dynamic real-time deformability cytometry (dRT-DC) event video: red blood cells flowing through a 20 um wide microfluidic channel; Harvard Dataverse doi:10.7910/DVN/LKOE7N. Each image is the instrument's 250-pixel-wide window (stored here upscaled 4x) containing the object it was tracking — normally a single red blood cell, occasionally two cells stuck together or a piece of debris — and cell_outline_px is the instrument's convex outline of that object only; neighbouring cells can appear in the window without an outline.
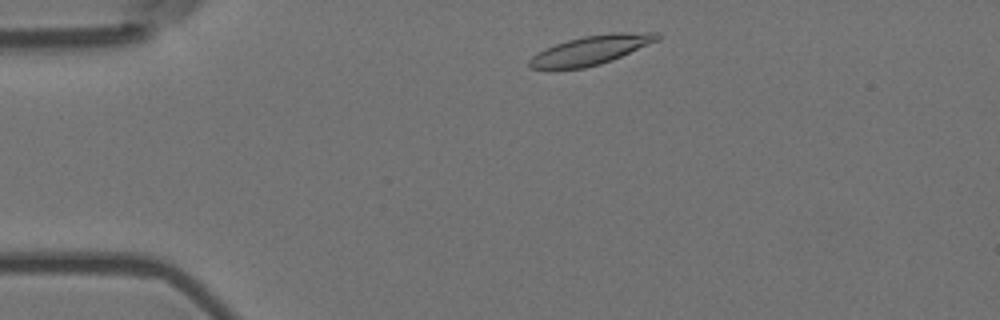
{"species": "Egyptian fruit bat (a non-hibernating species)", "species_latin": "Rousettus aegyptiacus", "temperature_condition": "room temperature", "stored_images_in_passage": 48, "camera_frame_rate_fps": 3000, "um_per_image_px": 0.085, "animal": {"sex": "female"}, "frame": {"image": 1, "passage_image": 3, "time_ms": 0.667, "image_size_px": [1000, 320], "cell_outline_px": [[660, 40], [612, 60], [600, 64], [584, 68], [548, 72], [532, 68], [528, 64], [528, 60], [532, 56], [544, 48], [568, 40], [584, 36], [612, 32], [660, 32]], "centroid_in_image_um": [50.18, 4.29], "position_along_channel_um": 34.8, "area_um2": 22.37}}
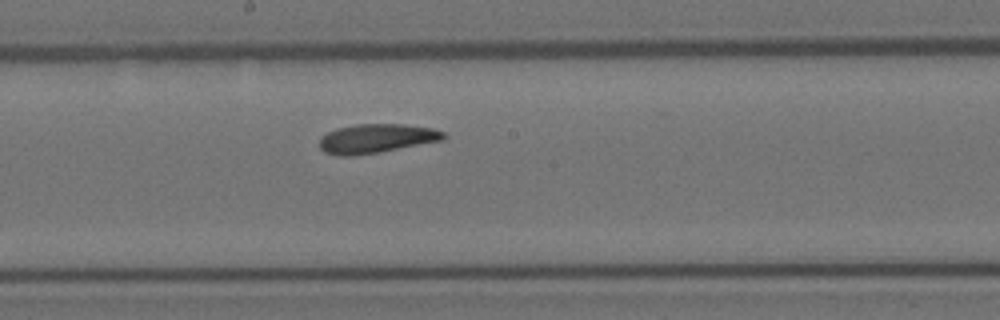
{"frame": {"image": 2, "passage_image": 22, "time_ms": 7.0, "image_size_px": [1000, 320], "cell_outline_px": [[448, 136], [444, 140], [380, 152], [352, 156], [336, 156], [324, 152], [320, 148], [320, 136], [336, 128], [356, 124], [404, 124], [432, 128], [444, 132]], "centroid_in_image_um": [31.99, 11.77], "position_along_channel_um": 216.2, "area_um2": 21.27}}
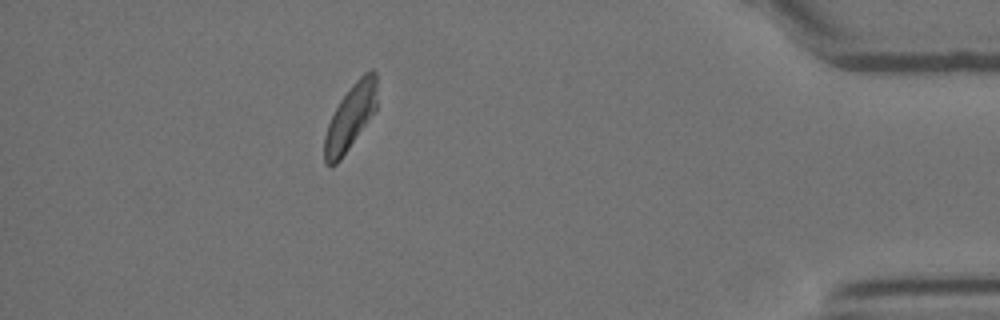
{"frame": {"image": 3, "passage_image": 42, "time_ms": 13.667, "image_size_px": [1000, 320], "cell_outline_px": [[376, 112], [340, 160], [336, 164], [324, 164], [324, 136], [328, 124], [340, 100], [352, 84], [364, 72], [372, 68], [376, 72]], "centroid_in_image_um": [29.8, 9.95], "position_along_channel_um": 405.4, "area_um2": 20.0}, "authors_computed_cell_mechanics": {"area_um2": 21.0392, "velocity_mm_per_s": 3.5543, "shape_relaxation_time_tau1_ms": 4.1943, "shape_relaxation_time_tau2_ms": 3.0805, "deformation_change_tau1": 0.146, "deformation_change_tau2": 0.0958}}